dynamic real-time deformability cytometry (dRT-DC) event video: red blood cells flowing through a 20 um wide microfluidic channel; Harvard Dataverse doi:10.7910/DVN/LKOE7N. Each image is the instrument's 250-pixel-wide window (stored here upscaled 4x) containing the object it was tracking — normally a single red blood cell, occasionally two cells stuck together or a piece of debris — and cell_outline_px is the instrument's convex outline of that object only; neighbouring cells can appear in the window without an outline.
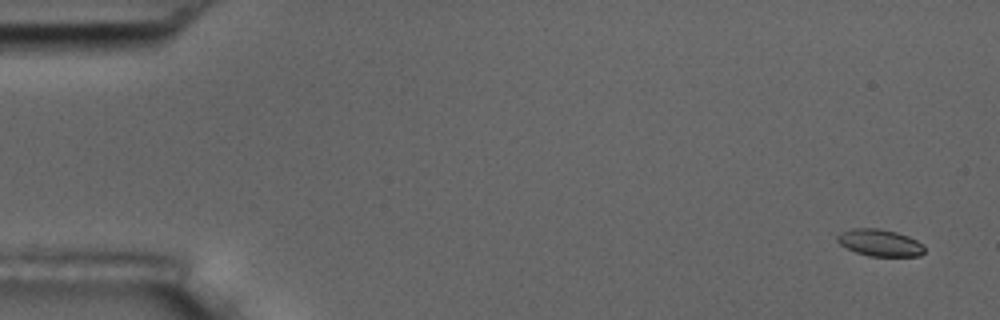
{"species": "common noctule bat (a hibernating species)", "species_latin": "Nyctalus noctula", "temperature_condition": "room temperature", "stored_images_in_passage": 58, "camera_frame_rate_fps": 3000, "um_per_image_px": 0.085, "animal": {"sex": "male", "body_mass_g": 17.5, "forearm_length_mm": 52.3}, "frame": {"image": 1, "passage_image": 3, "time_ms": 0.667, "image_size_px": [1000, 320], "cell_outline_px": [[924, 252], [920, 256], [868, 256], [856, 252], [840, 244], [836, 240], [836, 236], [840, 232], [852, 228], [880, 228], [896, 232], [908, 236], [924, 244]], "centroid_in_image_um": [74.78, 20.62], "position_along_channel_um": 10.2, "area_um2": 13.76}}
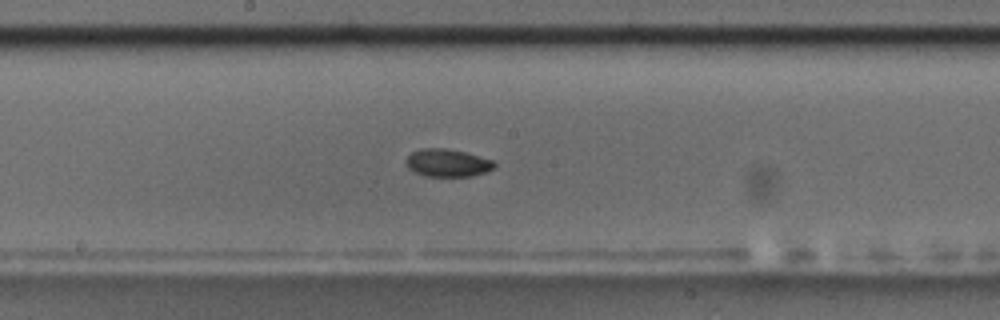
{"frame": {"image": 2, "passage_image": 31, "time_ms": 10.0, "image_size_px": [1000, 320], "cell_outline_px": [[496, 164], [488, 172], [472, 176], [424, 176], [408, 168], [404, 160], [412, 152], [420, 148], [444, 148], [464, 152], [492, 160]], "centroid_in_image_um": [38.01, 13.85], "position_along_channel_um": 210.2, "area_um2": 14.22}}
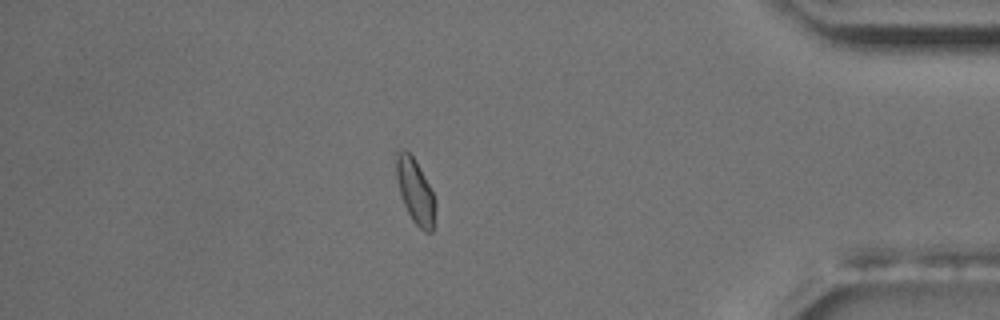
{"frame": {"image": 3, "passage_image": 50, "time_ms": 16.333, "image_size_px": [1000, 320], "cell_outline_px": [[436, 208], [432, 232], [424, 232], [412, 220], [404, 204], [400, 192], [396, 176], [396, 152], [404, 148], [416, 160], [436, 200]], "centroid_in_image_um": [35.31, 16.26], "position_along_channel_um": 399.9, "area_um2": 14.62}, "authors_computed_cell_mechanics": {"area_um2": 14.1899, "velocity_mm_per_s": 3.5781, "shape_relaxation_time_tau1_ms": null, "shape_relaxation_time_tau2_ms": 4.3044, "deformation_change_tau1": null, "deformation_change_tau2": 0.0659}}